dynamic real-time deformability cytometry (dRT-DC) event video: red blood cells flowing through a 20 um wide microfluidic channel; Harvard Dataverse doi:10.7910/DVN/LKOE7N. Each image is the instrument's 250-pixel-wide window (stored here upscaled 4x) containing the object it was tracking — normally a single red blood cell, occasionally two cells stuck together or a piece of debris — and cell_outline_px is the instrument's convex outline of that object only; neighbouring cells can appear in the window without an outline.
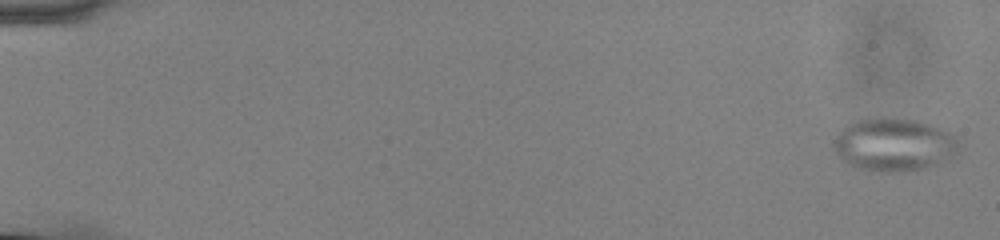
{"species": "common noctule bat (a hibernating species)", "species_latin": "Nyctalus noctula", "temperature_condition": "cold", "stored_images_in_passage": 57, "camera_frame_rate_fps": 3000, "um_per_image_px": 0.085, "animal": {"sex": "male", "body_mass_g": 13.0, "forearm_length_mm": 53.1}, "frame": {"image": 1, "passage_image": 2, "time_ms": 0.333, "image_size_px": [1000, 240], "cell_outline_px": [[956, 152], [936, 164], [920, 168], [888, 172], [872, 172], [856, 168], [844, 160], [836, 152], [832, 144], [832, 140], [848, 124], [856, 120], [880, 116], [884, 116], [916, 120], [940, 128], [956, 136]], "centroid_in_image_um": [75.91, 12.27], "position_along_channel_um": 9.1, "area_um2": 38.21}}
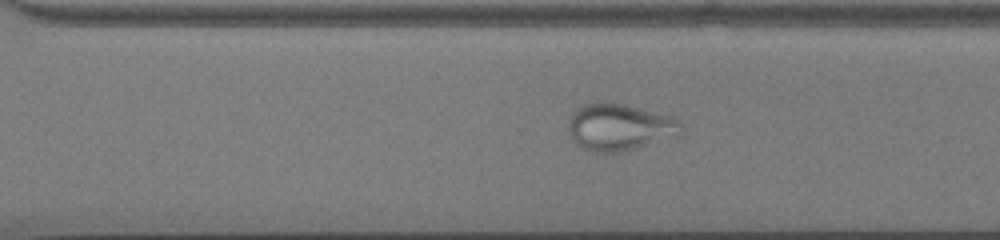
{"frame": {"image": 2, "passage_image": 41, "time_ms": 13.333, "image_size_px": [1000, 240], "cell_outline_px": [[680, 132], [620, 152], [588, 152], [572, 140], [568, 132], [568, 120], [572, 112], [580, 104], [624, 104], [672, 116], [680, 124]], "centroid_in_image_um": [52.52, 10.8], "position_along_channel_um": 318.1, "area_um2": 29.77}}
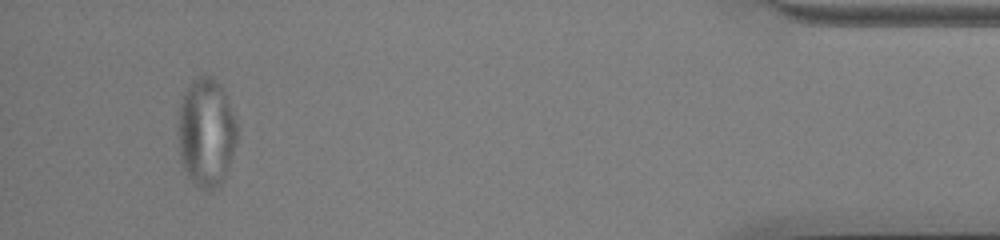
{"frame": {"image": 3, "passage_image": 54, "time_ms": 17.667, "image_size_px": [1000, 240], "cell_outline_px": [[236, 144], [224, 180], [212, 192], [208, 192], [200, 188], [188, 176], [180, 160], [176, 132], [180, 104], [184, 92], [188, 84], [196, 76], [212, 76], [224, 88], [236, 124]], "centroid_in_image_um": [17.5, 11.26], "position_along_channel_um": 417.7, "area_um2": 37.92}}